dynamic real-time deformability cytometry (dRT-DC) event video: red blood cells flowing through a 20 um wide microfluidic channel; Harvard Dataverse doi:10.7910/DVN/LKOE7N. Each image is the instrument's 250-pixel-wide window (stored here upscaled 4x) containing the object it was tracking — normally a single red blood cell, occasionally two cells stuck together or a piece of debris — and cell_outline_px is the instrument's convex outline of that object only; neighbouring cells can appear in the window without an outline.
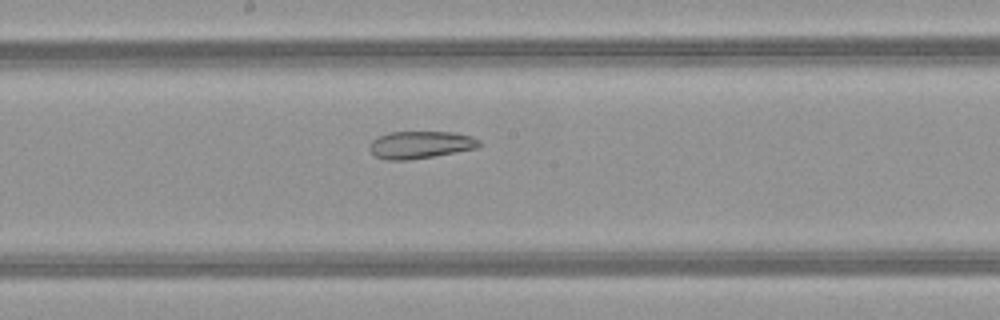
{"species": "common noctule bat (a hibernating species)", "species_latin": "Nyctalus noctula", "temperature_condition": "warm", "stored_images_in_passage": 46, "camera_frame_rate_fps": 3000, "um_per_image_px": 0.085, "animal": {"sex": "female", "body_mass_g": 21.9}, "frame": {"image": 1, "passage_image": 28, "time_ms": 9.0, "image_size_px": [1000, 320], "cell_outline_px": [[480, 148], [408, 160], [388, 160], [376, 156], [368, 148], [368, 144], [372, 140], [380, 136], [392, 132], [452, 132], [472, 136], [480, 140]], "centroid_in_image_um": [35.75, 12.3], "position_along_channel_um": 212.4, "area_um2": 17.46}}
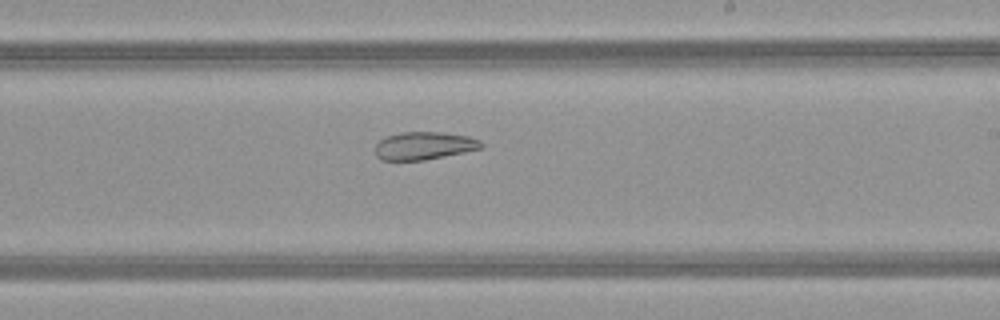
{"frame": {"image": 2, "passage_image": 31, "time_ms": 10.0, "image_size_px": [1000, 320], "cell_outline_px": [[484, 148], [424, 160], [380, 160], [376, 156], [376, 144], [380, 140], [388, 136], [400, 132], [444, 132], [468, 136], [480, 140], [484, 144]], "centroid_in_image_um": [36.07, 12.38], "position_along_channel_um": 252.9, "area_um2": 17.22}}
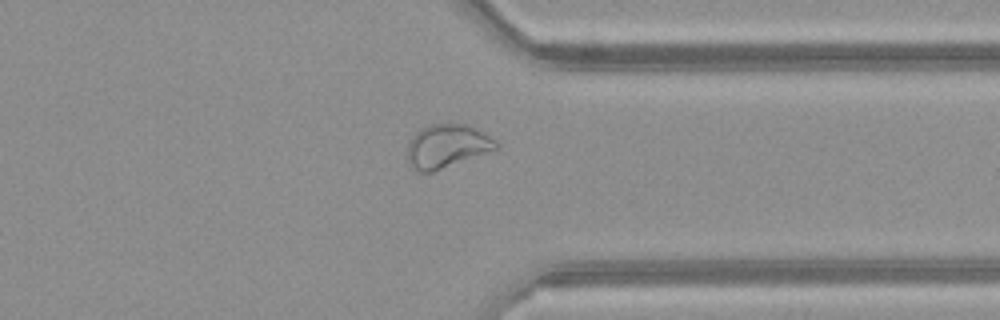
{"frame": {"image": 3, "passage_image": 40, "time_ms": 13.0, "image_size_px": [1000, 320], "cell_outline_px": [[500, 148], [432, 172], [416, 172], [408, 164], [408, 144], [412, 136], [420, 128], [428, 124], [468, 124], [484, 132], [496, 140], [500, 144]], "centroid_in_image_um": [38.0, 12.42], "position_along_channel_um": 373.4, "area_um2": 22.72}}